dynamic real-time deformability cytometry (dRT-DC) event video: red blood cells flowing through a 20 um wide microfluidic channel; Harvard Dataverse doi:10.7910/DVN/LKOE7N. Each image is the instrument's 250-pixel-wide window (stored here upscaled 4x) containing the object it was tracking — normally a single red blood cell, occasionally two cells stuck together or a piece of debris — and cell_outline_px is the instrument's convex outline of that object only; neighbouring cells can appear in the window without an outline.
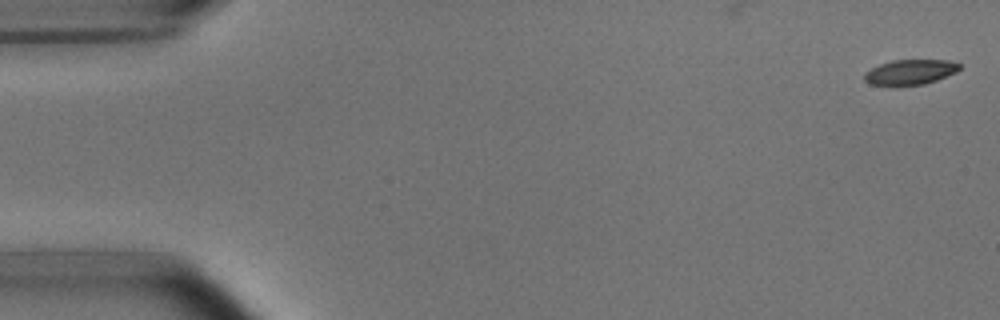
{"species": "common noctule bat (a hibernating species)", "species_latin": "Nyctalus noctula", "temperature_condition": "room temperature", "stored_images_in_passage": 29, "camera_frame_rate_fps": 3000, "um_per_image_px": 0.085, "animal": {"sex": "male", "body_mass_g": 15.6}, "frame": {"image": 1, "passage_image": 1, "time_ms": 0.0, "image_size_px": [1000, 320], "cell_outline_px": [[960, 68], [956, 72], [936, 80], [924, 84], [896, 88], [892, 88], [868, 84], [864, 80], [864, 72], [880, 64], [892, 60], [948, 60], [960, 64]], "centroid_in_image_um": [77.29, 6.17], "position_along_channel_um": 7.7, "area_um2": 14.45}}
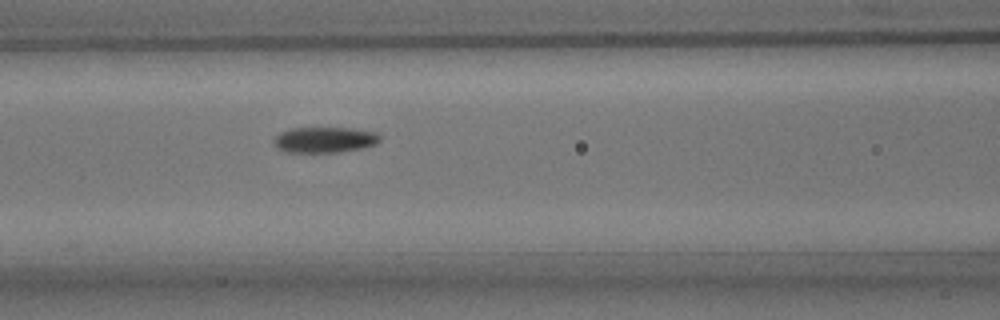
{"frame": {"image": 2, "passage_image": 22, "time_ms": 7.0, "image_size_px": [1000, 320], "cell_outline_px": [[380, 140], [376, 144], [364, 148], [340, 152], [284, 152], [276, 148], [272, 140], [280, 132], [292, 128], [352, 128], [376, 132], [380, 136]], "centroid_in_image_um": [27.58, 11.89], "position_along_channel_um": 139.0, "area_um2": 16.07}}
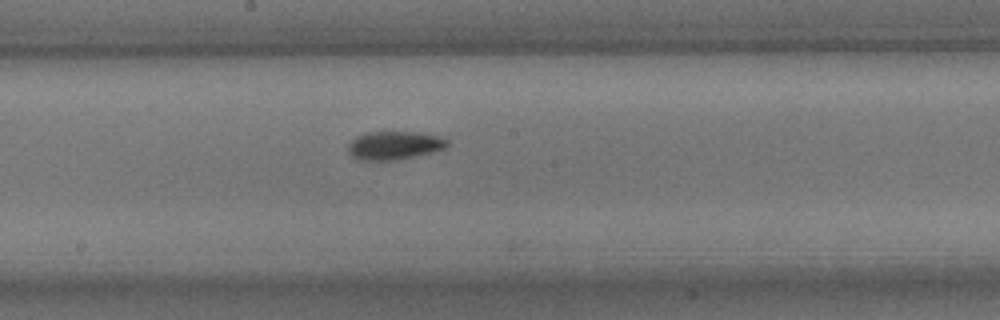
{"frame": {"image": 3, "passage_image": 28, "time_ms": 9.0, "image_size_px": [1000, 320], "cell_outline_px": [[448, 144], [444, 148], [432, 152], [396, 160], [356, 160], [348, 152], [348, 144], [356, 136], [368, 132], [424, 132], [444, 136], [448, 140]], "centroid_in_image_um": [33.53, 12.34], "position_along_channel_um": 214.7, "area_um2": 16.59}}